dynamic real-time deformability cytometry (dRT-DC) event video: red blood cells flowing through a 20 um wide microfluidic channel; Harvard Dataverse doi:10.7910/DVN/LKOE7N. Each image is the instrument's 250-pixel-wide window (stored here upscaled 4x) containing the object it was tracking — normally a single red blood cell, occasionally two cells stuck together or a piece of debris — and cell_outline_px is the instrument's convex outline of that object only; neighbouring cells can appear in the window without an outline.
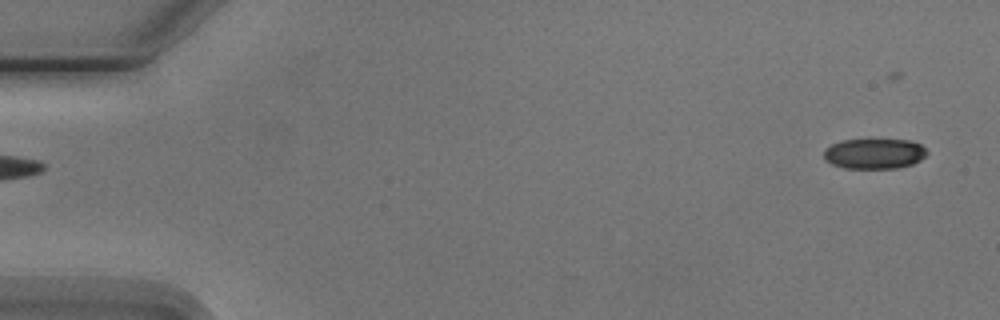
{"species": "Egyptian fruit bat (a non-hibernating species)", "species_latin": "Rousettus aegyptiacus", "temperature_condition": "cold", "stored_images_in_passage": 2, "segment_of_instrument_passage": [2, 2], "camera_frame_rate_fps": 3000, "um_per_image_px": 0.085, "animal": {"sex": "male"}, "frame": {"image": 1, "passage_image": 2, "time_ms": 1.0, "image_size_px": [1000, 320], "cell_outline_px": [[928, 152], [920, 160], [912, 164], [896, 168], [844, 168], [832, 164], [824, 156], [824, 152], [832, 144], [844, 140], [912, 140], [920, 144]], "centroid_in_image_um": [74.35, 13.06], "position_along_channel_um": 10.6, "area_um2": 17.92}}